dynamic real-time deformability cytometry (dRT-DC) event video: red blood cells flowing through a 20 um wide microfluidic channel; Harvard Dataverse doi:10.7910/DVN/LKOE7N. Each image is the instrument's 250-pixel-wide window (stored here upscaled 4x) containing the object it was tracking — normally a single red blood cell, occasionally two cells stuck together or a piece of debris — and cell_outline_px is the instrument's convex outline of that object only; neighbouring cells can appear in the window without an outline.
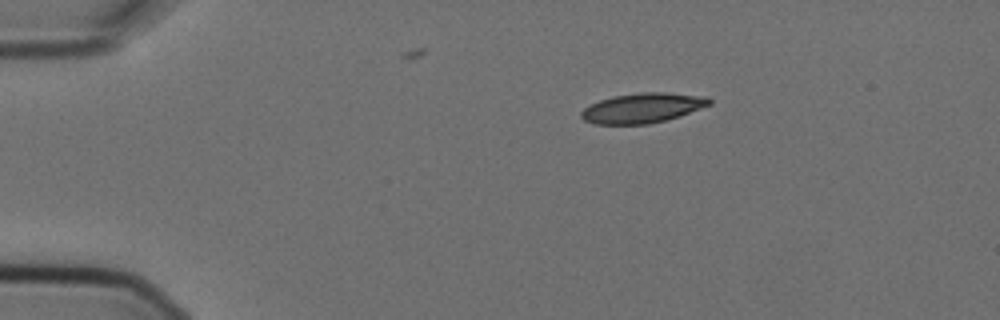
{"species": "Egyptian fruit bat (a non-hibernating species)", "species_latin": "Rousettus aegyptiacus", "temperature_condition": "cold", "stored_images_in_passage": 2, "camera_frame_rate_fps": 3000, "um_per_image_px": 0.085, "animal": {"sex": "female"}, "frame": {"image": 1, "passage_image": 2, "time_ms": 0.333, "image_size_px": [1000, 320], "cell_outline_px": [[712, 104], [680, 116], [648, 124], [596, 124], [584, 120], [580, 116], [580, 112], [584, 108], [600, 100], [612, 96], [640, 92], [664, 92], [708, 96], [712, 100]], "centroid_in_image_um": [54.64, 9.17], "position_along_channel_um": 30.4, "area_um2": 22.37}}